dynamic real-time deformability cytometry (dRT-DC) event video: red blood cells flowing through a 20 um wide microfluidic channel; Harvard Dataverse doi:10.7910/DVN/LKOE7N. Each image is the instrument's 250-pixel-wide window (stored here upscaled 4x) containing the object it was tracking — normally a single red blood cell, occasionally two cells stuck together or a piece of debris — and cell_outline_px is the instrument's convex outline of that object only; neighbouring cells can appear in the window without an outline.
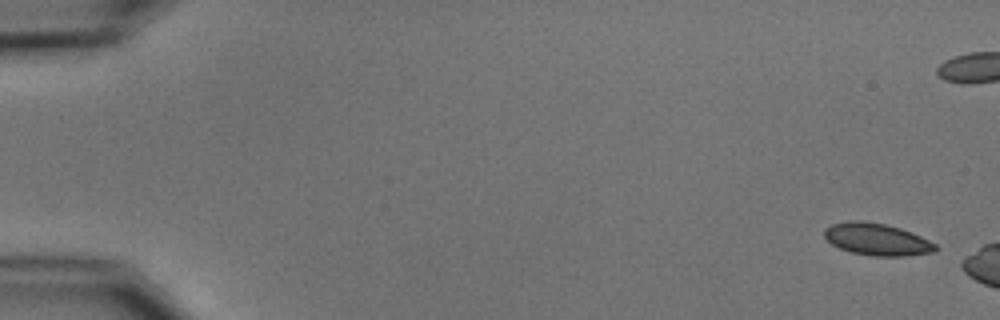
{"species": "common noctule bat (a hibernating species)", "species_latin": "Nyctalus noctula", "temperature_condition": "cold", "stored_images_in_passage": 3, "camera_frame_rate_fps": 3000, "um_per_image_px": 0.085, "animal": {"sex": "male", "body_mass_g": 15.6}, "frame": {"image": 1, "passage_image": 1, "time_ms": 0.0, "image_size_px": [1000, 320], "cell_outline_px": [[940, 248], [932, 252], [904, 256], [872, 256], [852, 252], [840, 248], [832, 244], [824, 236], [824, 228], [832, 224], [848, 220], [860, 220], [884, 224], [900, 228], [920, 236], [936, 244]], "centroid_in_image_um": [74.52, 20.34], "position_along_channel_um": 10.5, "area_um2": 20.69}}